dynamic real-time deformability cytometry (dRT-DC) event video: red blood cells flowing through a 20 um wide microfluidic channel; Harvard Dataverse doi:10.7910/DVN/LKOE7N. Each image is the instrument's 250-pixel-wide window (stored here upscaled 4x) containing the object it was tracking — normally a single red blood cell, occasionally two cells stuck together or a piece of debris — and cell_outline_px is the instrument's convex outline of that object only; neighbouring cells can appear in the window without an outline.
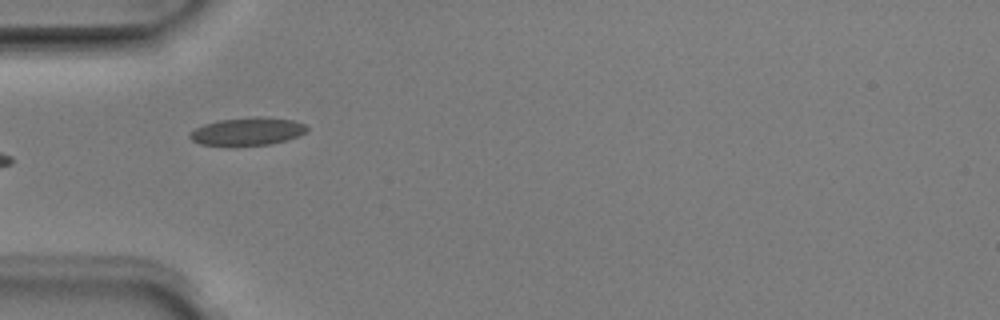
{"species": "Egyptian fruit bat (a non-hibernating species)", "species_latin": "Rousettus aegyptiacus", "temperature_condition": "room temperature", "stored_images_in_passage": 4, "camera_frame_rate_fps": 3000, "um_per_image_px": 0.085, "animal": {"sex": "male"}, "frame": {"image": 1, "passage_image": 3, "time_ms": 0.667, "image_size_px": [1000, 320], "cell_outline_px": [[308, 128], [304, 132], [288, 140], [268, 144], [200, 144], [192, 140], [188, 136], [196, 128], [204, 124], [220, 120], [256, 116], [260, 116], [292, 120], [304, 124]], "centroid_in_image_um": [21.05, 11.14], "position_along_channel_um": 64.0, "area_um2": 18.38}}
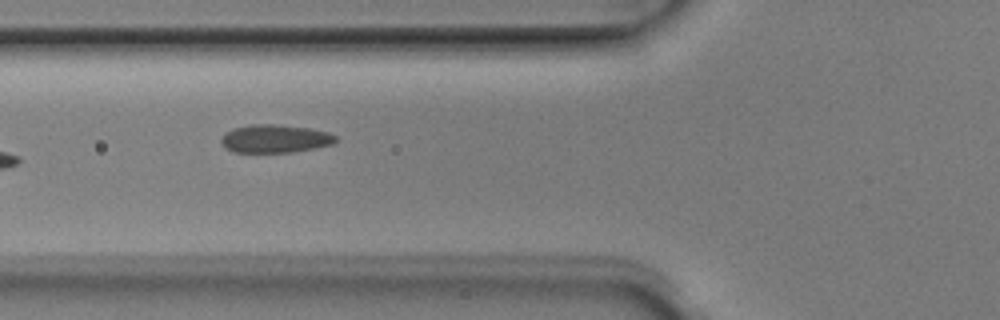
{"frame": {"image": 2, "passage_image": 4, "time_ms": 1.0, "image_size_px": [1000, 320], "cell_outline_px": [[336, 140], [332, 144], [292, 152], [232, 152], [224, 148], [220, 144], [220, 140], [232, 128], [252, 124], [272, 124], [308, 128], [328, 132], [336, 136]], "centroid_in_image_um": [23.33, 11.79], "position_along_channel_um": 102.5, "area_um2": 18.61}}